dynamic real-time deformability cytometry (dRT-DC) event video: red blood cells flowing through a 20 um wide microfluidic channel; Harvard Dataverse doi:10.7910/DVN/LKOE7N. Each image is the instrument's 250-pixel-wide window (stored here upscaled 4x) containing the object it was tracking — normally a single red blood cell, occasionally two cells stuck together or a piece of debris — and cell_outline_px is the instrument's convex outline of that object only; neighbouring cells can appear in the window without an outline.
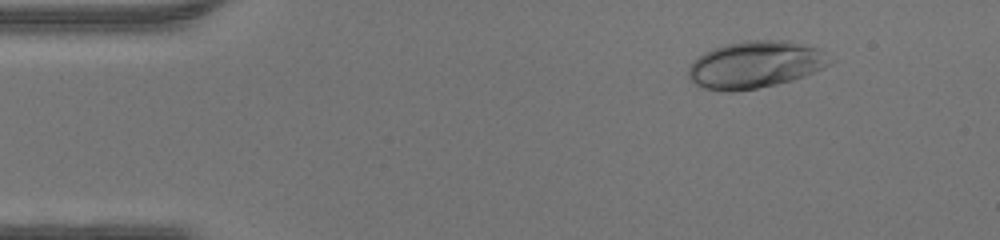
{"species": "human", "species_latin": "Homo sapiens", "temperature_condition": "warm", "stored_images_in_passage": 42, "camera_frame_rate_fps": 3000, "um_per_image_px": 0.085, "donor": {"sex": "male"}, "frame": {"image": 1, "passage_image": 2, "time_ms": 0.333, "image_size_px": [1000, 240], "cell_outline_px": [[836, 60], [832, 64], [804, 76], [792, 80], [776, 84], [756, 88], [732, 92], [728, 92], [704, 88], [688, 80], [688, 68], [704, 52], [712, 48], [724, 44], [748, 40], [788, 40], [816, 48]], "centroid_in_image_um": [64.21, 5.49], "position_along_channel_um": 20.8, "area_um2": 38.84}}
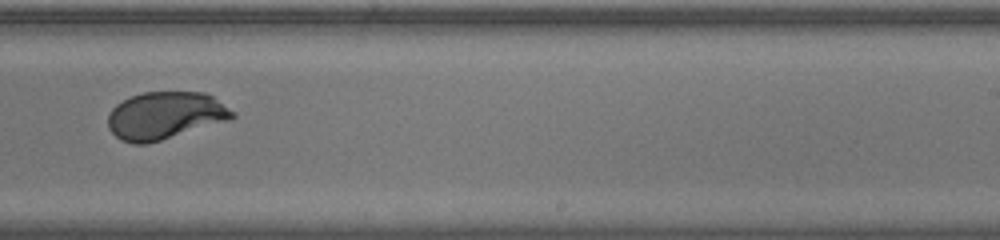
{"frame": {"image": 2, "passage_image": 25, "time_ms": 8.0, "image_size_px": [1000, 240], "cell_outline_px": [[236, 116], [228, 120], [148, 144], [132, 144], [120, 140], [108, 128], [108, 116], [112, 108], [116, 104], [132, 96], [144, 92], [204, 92], [212, 96], [236, 112]], "centroid_in_image_um": [14.02, 9.83], "position_along_channel_um": 275.0, "area_um2": 34.33}}
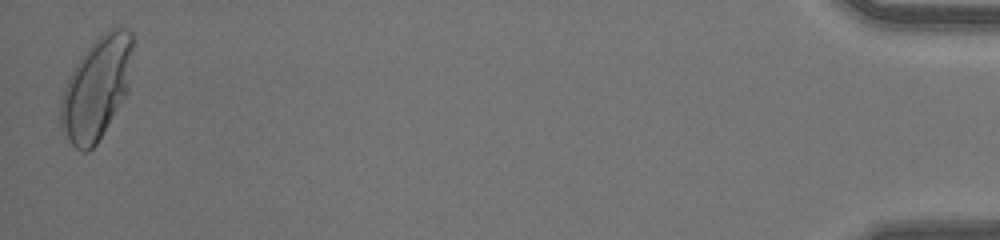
{"frame": {"image": 3, "passage_image": 42, "time_ms": 13.667, "image_size_px": [1000, 240], "cell_outline_px": [[132, 48], [128, 92], [96, 144], [88, 152], [80, 152], [72, 144], [60, 128], [60, 100], [64, 88], [80, 56], [104, 32], [112, 28], [128, 28], [132, 32]], "centroid_in_image_um": [8.2, 7.52], "position_along_channel_um": 427.0, "area_um2": 42.48}}